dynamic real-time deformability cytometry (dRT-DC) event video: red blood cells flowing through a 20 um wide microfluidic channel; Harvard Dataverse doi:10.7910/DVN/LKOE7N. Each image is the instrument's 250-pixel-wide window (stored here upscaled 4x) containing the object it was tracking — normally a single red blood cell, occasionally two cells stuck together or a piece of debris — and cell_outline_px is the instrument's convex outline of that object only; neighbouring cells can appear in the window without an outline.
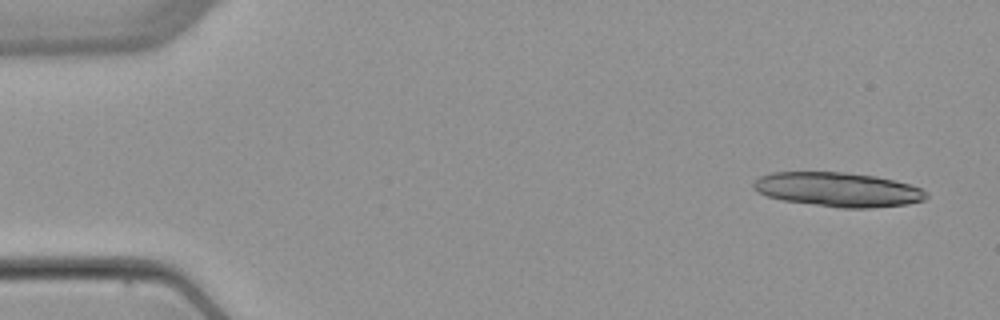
{"species": "common noctule bat (a hibernating species)", "species_latin": "Nyctalus noctula", "temperature_condition": "warm", "stored_images_in_passage": 6, "camera_frame_rate_fps": 3000, "um_per_image_px": 0.085, "animal": {"sex": "female", "body_mass_g": 22.7, "forearm_length_mm": 54.2}, "frame": {"image": 1, "passage_image": 1, "time_ms": 0.0, "image_size_px": [1000, 320], "cell_outline_px": [[928, 196], [924, 200], [908, 204], [868, 208], [840, 208], [784, 200], [768, 196], [756, 192], [752, 188], [752, 180], [760, 176], [772, 172], [844, 172], [876, 176], [908, 184], [920, 188], [928, 192]], "centroid_in_image_um": [71.2, 16.11], "position_along_channel_um": 13.8, "area_um2": 34.62}}
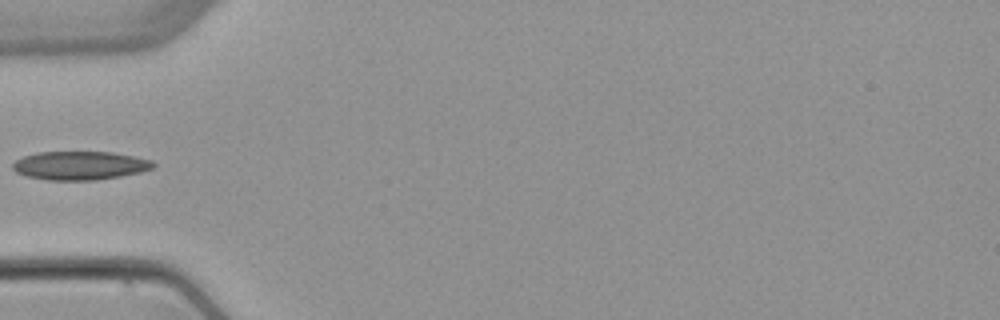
{"frame": {"image": 2, "passage_image": 5, "time_ms": 5.0, "image_size_px": [1000, 320], "cell_outline_px": [[156, 164], [152, 168], [140, 172], [120, 176], [96, 180], [48, 180], [28, 176], [16, 172], [12, 168], [12, 164], [16, 160], [24, 156], [36, 152], [112, 152], [152, 160]], "centroid_in_image_um": [6.79, 14.07], "position_along_channel_um": 78.2, "area_um2": 23.29}}
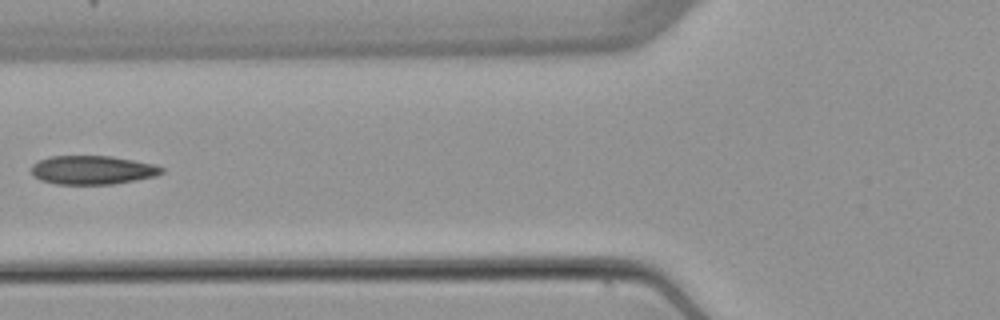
{"frame": {"image": 3, "passage_image": 6, "time_ms": 6.0, "image_size_px": [1000, 320], "cell_outline_px": [[164, 172], [156, 176], [136, 180], [112, 184], [56, 184], [40, 180], [32, 176], [32, 164], [48, 156], [112, 156], [152, 164], [164, 168]], "centroid_in_image_um": [7.84, 14.45], "position_along_channel_um": 118.0, "area_um2": 21.85}}